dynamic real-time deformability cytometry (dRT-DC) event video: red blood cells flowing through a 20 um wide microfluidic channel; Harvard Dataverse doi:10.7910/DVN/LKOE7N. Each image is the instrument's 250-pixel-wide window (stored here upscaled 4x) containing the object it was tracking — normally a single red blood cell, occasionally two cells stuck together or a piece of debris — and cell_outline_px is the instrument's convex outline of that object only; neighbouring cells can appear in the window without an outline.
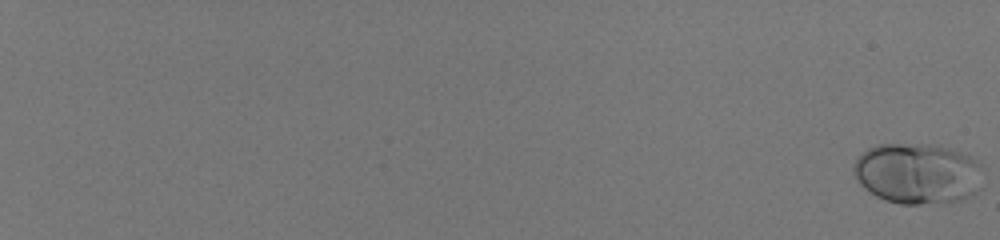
{"species": "human", "species_latin": "Homo sapiens", "temperature_condition": "room temperature", "stored_images_in_passage": 59, "camera_frame_rate_fps": 3000, "um_per_image_px": 0.085, "donor": {"sex": "male"}, "frame": {"image": 1, "passage_image": 1, "time_ms": 0.0, "image_size_px": [1000, 240], "cell_outline_px": [[980, 168], [976, 192], [960, 200], [944, 204], [900, 204], [884, 200], [876, 196], [864, 188], [860, 184], [852, 172], [852, 168], [856, 160], [868, 148], [880, 144], [928, 144], [948, 148], [960, 152], [976, 160], [980, 164]], "centroid_in_image_um": [77.94, 14.76], "position_along_channel_um": 7.1, "area_um2": 45.66}}
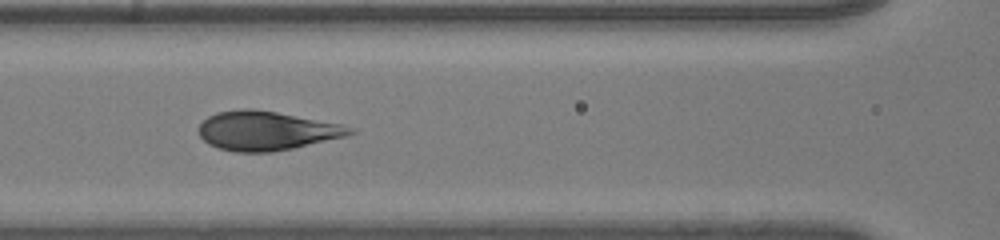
{"frame": {"image": 2, "passage_image": 34, "time_ms": 11.0, "image_size_px": [1000, 240], "cell_outline_px": [[356, 132], [348, 136], [292, 148], [272, 152], [236, 152], [220, 148], [208, 144], [200, 136], [200, 124], [208, 116], [216, 112], [244, 108], [252, 108], [276, 112], [344, 124], [356, 128]], "centroid_in_image_um": [22.7, 11.11], "position_along_channel_um": 143.9, "area_um2": 34.51}}
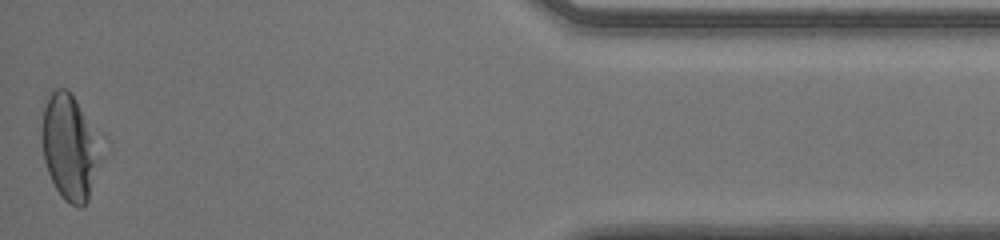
{"frame": {"image": 3, "passage_image": 59, "time_ms": 19.333, "image_size_px": [1000, 240], "cell_outline_px": [[96, 160], [88, 200], [80, 208], [76, 208], [64, 200], [56, 188], [48, 172], [44, 160], [40, 136], [40, 132], [44, 108], [48, 96], [52, 88], [68, 88], [72, 92], [92, 136]], "centroid_in_image_um": [5.75, 12.5], "position_along_channel_um": 429.5, "area_um2": 33.99}, "authors_computed_cell_mechanics": {"area_um2": 36.2984, "velocity_mm_per_s": 4.0319, "shape_relaxation_time_tau1_ms": 2.4844, "shape_relaxation_time_tau2_ms": null, "deformation_change_tau1": 0.1501, "deformation_change_tau2": null}}